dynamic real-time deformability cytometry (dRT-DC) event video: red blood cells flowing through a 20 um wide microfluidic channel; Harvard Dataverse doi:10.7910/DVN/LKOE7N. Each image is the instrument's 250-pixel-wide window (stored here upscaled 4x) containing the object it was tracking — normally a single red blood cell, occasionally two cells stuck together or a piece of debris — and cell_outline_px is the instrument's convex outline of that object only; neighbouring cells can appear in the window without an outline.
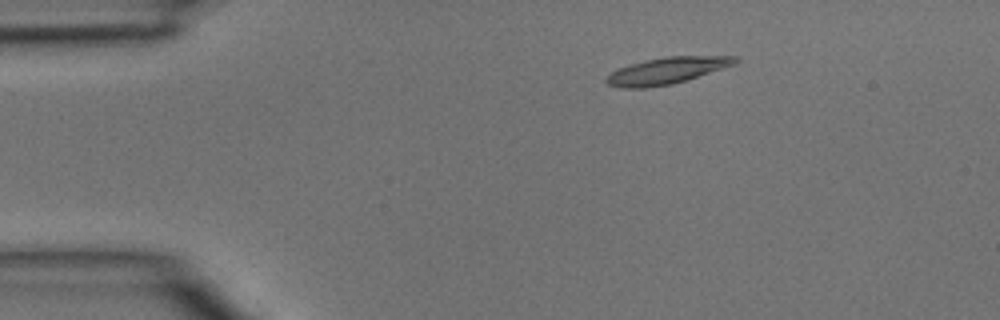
{"species": "common noctule bat (a hibernating species)", "species_latin": "Nyctalus noctula", "temperature_condition": "room temperature", "stored_images_in_passage": 3, "camera_frame_rate_fps": 3000, "um_per_image_px": 0.085, "animal": {"sex": "male", "body_mass_g": 15.6}, "frame": {"image": 1, "passage_image": 2, "time_ms": 0.333, "image_size_px": [1000, 320], "cell_outline_px": [[740, 60], [736, 64], [672, 84], [644, 88], [620, 88], [608, 84], [604, 80], [612, 72], [628, 64], [644, 60], [664, 56], [736, 56]], "centroid_in_image_um": [56.67, 6.0], "position_along_channel_um": 28.3, "area_um2": 19.88}}
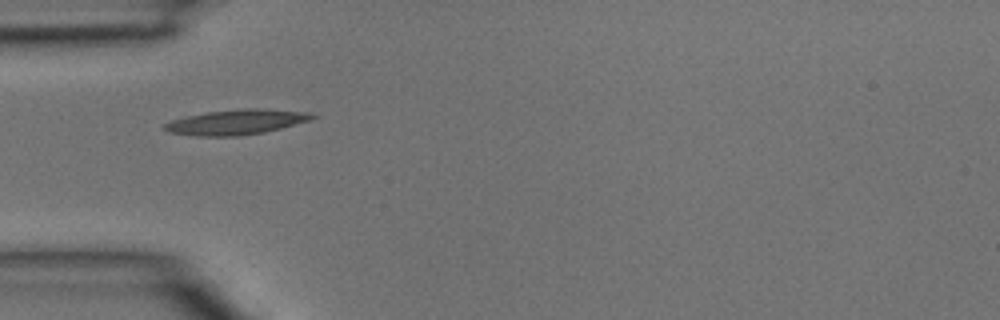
{"frame": {"image": 2, "passage_image": 3, "time_ms": 0.667, "image_size_px": [1000, 320], "cell_outline_px": [[316, 116], [312, 120], [264, 132], [240, 136], [196, 136], [168, 132], [164, 128], [164, 124], [172, 120], [184, 116], [208, 112], [240, 108], [260, 108], [312, 112]], "centroid_in_image_um": [20.11, 10.37], "position_along_channel_um": 64.9, "area_um2": 21.73}}